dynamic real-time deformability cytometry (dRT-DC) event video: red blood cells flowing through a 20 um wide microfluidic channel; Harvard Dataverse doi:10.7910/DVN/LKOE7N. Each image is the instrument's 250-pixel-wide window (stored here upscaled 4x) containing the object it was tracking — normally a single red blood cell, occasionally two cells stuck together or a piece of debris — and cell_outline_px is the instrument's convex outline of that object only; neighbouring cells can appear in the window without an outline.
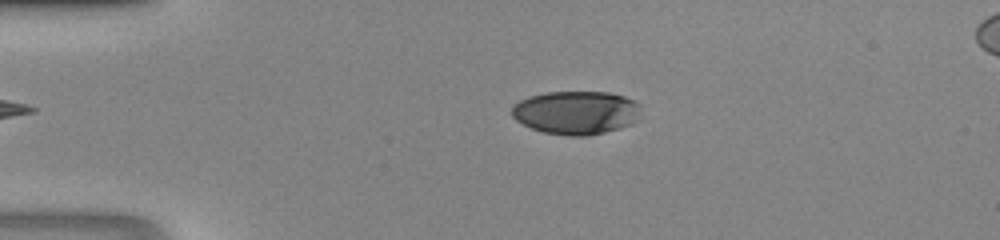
{"species": "human", "species_latin": "Homo sapiens", "temperature_condition": "room temperature", "stored_images_in_passage": 41, "camera_frame_rate_fps": 3000, "um_per_image_px": 0.085, "donor": {"sex": "male"}, "frame": {"image": 1, "passage_image": 11, "time_ms": 3.333, "image_size_px": [1000, 240], "cell_outline_px": [[640, 120], [632, 124], [604, 132], [584, 136], [568, 136], [544, 132], [532, 128], [516, 120], [512, 116], [512, 108], [520, 100], [528, 96], [548, 92], [608, 92], [624, 96], [640, 104]], "centroid_in_image_um": [49.0, 9.57], "position_along_channel_um": 36.0, "area_um2": 32.71}}
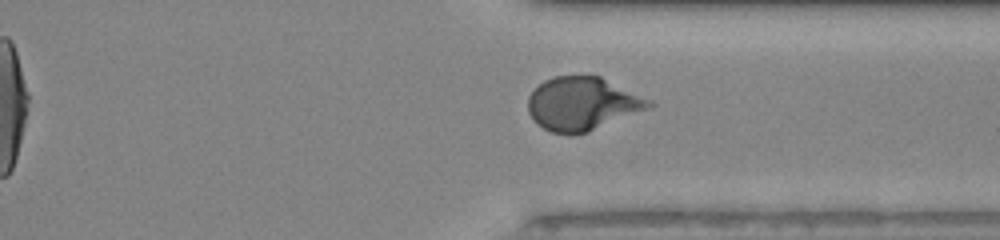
{"frame": {"image": 2, "passage_image": 36, "time_ms": 11.667, "image_size_px": [1000, 240], "cell_outline_px": [[656, 104], [652, 108], [588, 132], [572, 136], [552, 132], [536, 124], [528, 112], [528, 96], [544, 80], [552, 76], [600, 76], [652, 100]], "centroid_in_image_um": [49.53, 8.84], "position_along_channel_um": 361.9, "area_um2": 37.97}}
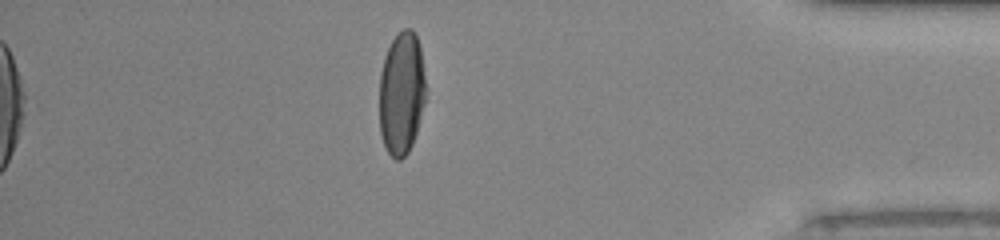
{"frame": {"image": 3, "passage_image": 41, "time_ms": 13.333, "image_size_px": [1000, 240], "cell_outline_px": [[428, 88], [416, 132], [412, 144], [408, 152], [400, 160], [396, 160], [388, 152], [384, 144], [380, 132], [380, 72], [384, 56], [392, 40], [404, 28], [412, 28], [416, 36], [420, 48]], "centroid_in_image_um": [34.15, 7.91], "position_along_channel_um": 401.1, "area_um2": 33.47}}